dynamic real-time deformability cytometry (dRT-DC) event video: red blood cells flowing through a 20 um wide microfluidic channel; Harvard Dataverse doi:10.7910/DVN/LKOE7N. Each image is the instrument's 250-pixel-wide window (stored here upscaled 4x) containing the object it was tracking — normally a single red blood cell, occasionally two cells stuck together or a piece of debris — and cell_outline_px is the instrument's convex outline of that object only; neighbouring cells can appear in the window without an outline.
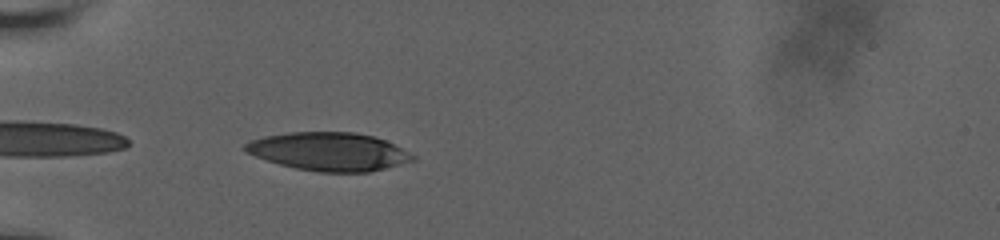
{"species": "human", "species_latin": "Homo sapiens", "temperature_condition": "room temperature", "stored_images_in_passage": 15, "camera_frame_rate_fps": 3000, "um_per_image_px": 0.085, "donor": {"sex": "male"}, "frame": {"image": 1, "passage_image": 1, "time_ms": 0.0, "image_size_px": [1000, 240], "cell_outline_px": [[416, 160], [368, 172], [320, 172], [296, 168], [280, 164], [244, 152], [240, 148], [248, 140], [264, 136], [288, 132], [356, 132], [372, 136], [384, 140], [416, 156]], "centroid_in_image_um": [27.9, 12.87], "position_along_channel_um": 57.1, "area_um2": 37.28}}
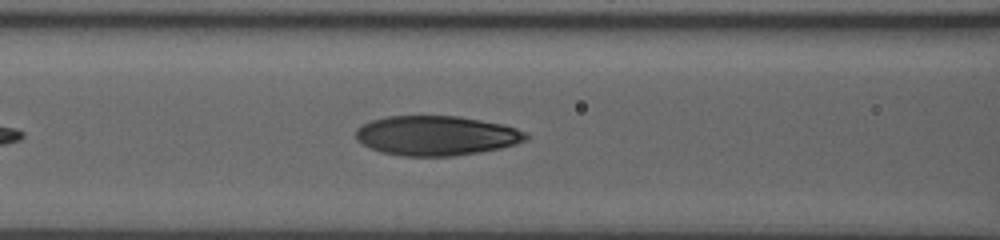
{"frame": {"image": 2, "passage_image": 8, "time_ms": 2.333, "image_size_px": [1000, 240], "cell_outline_px": [[528, 140], [516, 144], [500, 148], [452, 156], [404, 156], [380, 152], [356, 140], [356, 128], [372, 120], [388, 116], [460, 116], [504, 124], [528, 132]], "centroid_in_image_um": [37.12, 11.52], "position_along_channel_um": 129.5, "area_um2": 39.36}}
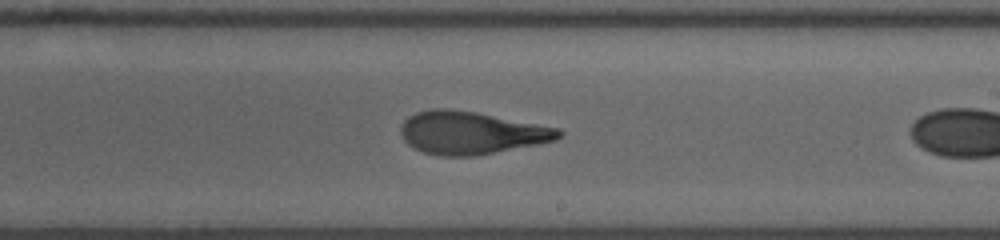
{"frame": {"image": 3, "passage_image": 14, "time_ms": 4.333, "image_size_px": [1000, 240], "cell_outline_px": [[564, 132], [556, 140], [540, 144], [476, 156], [440, 156], [424, 152], [408, 144], [404, 140], [400, 132], [400, 128], [404, 120], [408, 116], [416, 112], [432, 108], [448, 108], [476, 112], [560, 128]], "centroid_in_image_um": [40.06, 11.28], "position_along_channel_um": 248.9, "area_um2": 39.54}}